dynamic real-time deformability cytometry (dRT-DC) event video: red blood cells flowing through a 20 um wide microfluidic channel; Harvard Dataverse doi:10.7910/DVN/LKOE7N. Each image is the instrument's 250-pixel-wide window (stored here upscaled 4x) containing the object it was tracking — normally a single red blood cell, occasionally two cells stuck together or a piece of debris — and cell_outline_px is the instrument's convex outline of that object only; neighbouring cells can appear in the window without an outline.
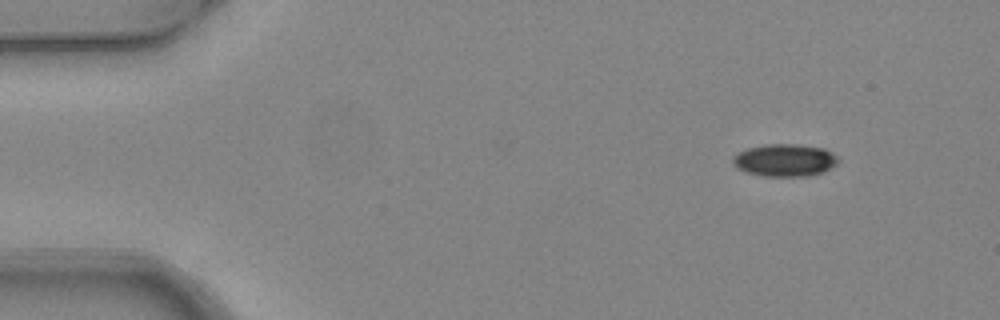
{"species": "common noctule bat (a hibernating species)", "species_latin": "Nyctalus noctula", "temperature_condition": "warm", "stored_images_in_passage": 3, "camera_frame_rate_fps": 3000, "um_per_image_px": 0.085, "animal": {"sex": "female", "body_mass_g": 24.6, "forearm_length_mm": 56.2}, "frame": {"image": 1, "passage_image": 3, "time_ms": 0.667, "image_size_px": [1000, 320], "cell_outline_px": [[840, 160], [836, 164], [824, 172], [808, 176], [764, 176], [744, 172], [732, 164], [732, 156], [748, 148], [768, 144], [796, 144], [824, 148], [836, 156]], "centroid_in_image_um": [66.7, 13.62], "position_along_channel_um": 18.3, "area_um2": 19.94}}